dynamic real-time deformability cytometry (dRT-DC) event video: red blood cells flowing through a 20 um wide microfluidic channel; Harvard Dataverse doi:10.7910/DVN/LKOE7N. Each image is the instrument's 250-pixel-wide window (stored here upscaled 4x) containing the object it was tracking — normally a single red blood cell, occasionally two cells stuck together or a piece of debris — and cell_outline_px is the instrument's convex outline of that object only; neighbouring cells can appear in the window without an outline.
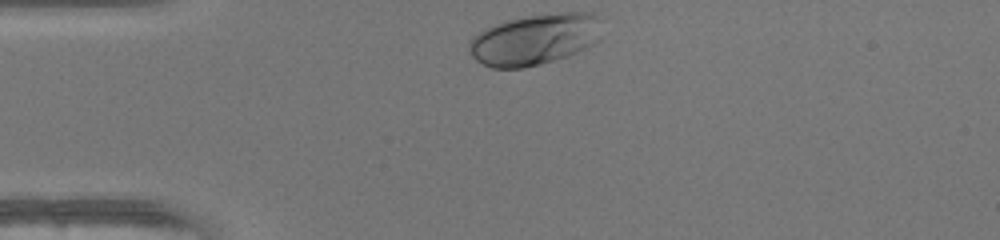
{"species": "human", "species_latin": "Homo sapiens", "temperature_condition": "warm", "stored_images_in_passage": 28, "camera_frame_rate_fps": 3000, "um_per_image_px": 0.085, "donor": {"sex": "female"}, "frame": {"image": 1, "passage_image": 1, "time_ms": 0.0, "image_size_px": [1000, 240], "cell_outline_px": [[596, 40], [592, 44], [568, 56], [556, 60], [524, 68], [492, 68], [476, 60], [468, 52], [468, 44], [472, 36], [484, 28], [508, 20], [524, 16], [564, 12], [592, 12], [596, 16]], "centroid_in_image_um": [45.34, 3.36], "position_along_channel_um": 39.7, "area_um2": 39.02}}
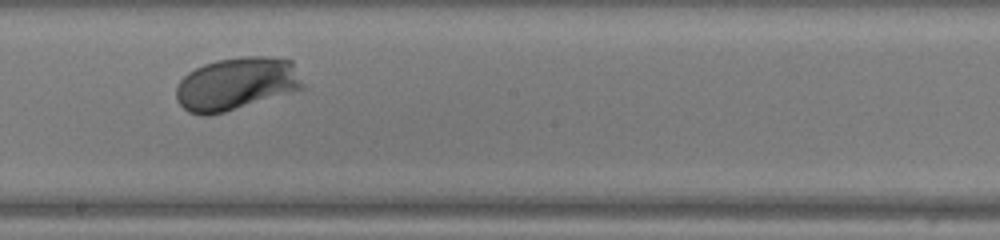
{"frame": {"image": 2, "passage_image": 17, "time_ms": 5.333, "image_size_px": [1000, 240], "cell_outline_px": [[308, 88], [224, 112], [208, 116], [200, 116], [188, 112], [176, 100], [176, 88], [180, 80], [188, 72], [204, 64], [216, 60], [240, 56], [272, 56], [292, 60]], "centroid_in_image_um": [20.15, 7.12], "position_along_channel_um": 228.1, "area_um2": 39.65}}
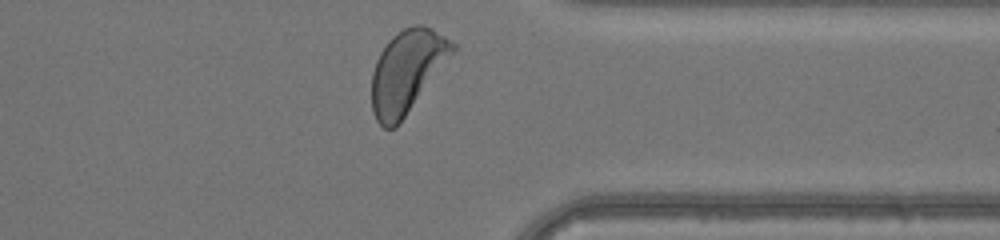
{"frame": {"image": 3, "passage_image": 28, "time_ms": 9.0, "image_size_px": [1000, 240], "cell_outline_px": [[456, 48], [396, 128], [384, 128], [376, 120], [372, 112], [372, 72], [376, 60], [380, 52], [388, 40], [392, 36], [404, 28], [416, 24], [420, 24], [432, 28], [452, 40], [456, 44]], "centroid_in_image_um": [34.56, 6.05], "position_along_channel_um": 376.8, "area_um2": 38.38}, "authors_computed_cell_mechanics": {"area_um2": 37.5411, "velocity_mm_per_s": 4.1878, "shape_relaxation_time_tau1_ms": 1.5651, "shape_relaxation_time_tau2_ms": null, "deformation_change_tau1": 0.1388, "deformation_change_tau2": null}}